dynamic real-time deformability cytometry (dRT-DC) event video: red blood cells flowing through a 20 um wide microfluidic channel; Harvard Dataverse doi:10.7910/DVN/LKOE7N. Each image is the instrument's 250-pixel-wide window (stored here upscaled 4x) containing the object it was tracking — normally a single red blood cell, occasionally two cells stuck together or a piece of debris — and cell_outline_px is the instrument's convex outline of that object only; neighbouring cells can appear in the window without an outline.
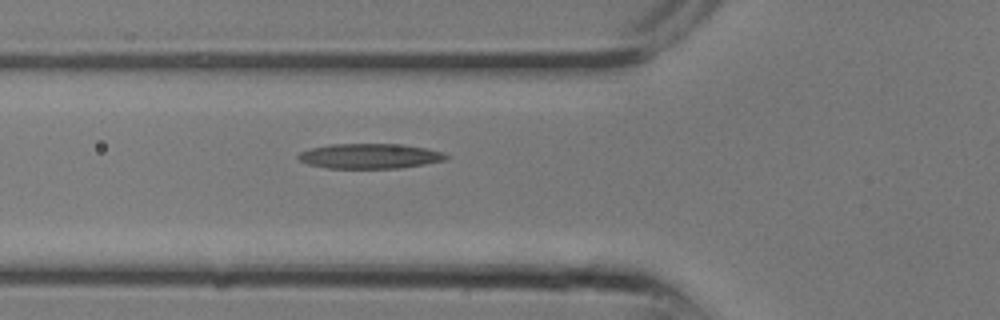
{"species": "common noctule bat (a hibernating species)", "species_latin": "Nyctalus noctula", "temperature_condition": "room temperature", "stored_images_in_passage": 2, "camera_frame_rate_fps": 3000, "um_per_image_px": 0.085, "animal": {"sex": "male", "body_mass_g": 13.3}, "frame": {"image": 1, "passage_image": 2, "time_ms": 0.333, "image_size_px": [1000, 320], "cell_outline_px": [[448, 156], [444, 160], [424, 164], [400, 168], [328, 168], [308, 164], [300, 160], [296, 156], [300, 152], [312, 148], [332, 144], [404, 144], [424, 148], [440, 152]], "centroid_in_image_um": [31.4, 13.27], "position_along_channel_um": 94.4, "area_um2": 21.27}}